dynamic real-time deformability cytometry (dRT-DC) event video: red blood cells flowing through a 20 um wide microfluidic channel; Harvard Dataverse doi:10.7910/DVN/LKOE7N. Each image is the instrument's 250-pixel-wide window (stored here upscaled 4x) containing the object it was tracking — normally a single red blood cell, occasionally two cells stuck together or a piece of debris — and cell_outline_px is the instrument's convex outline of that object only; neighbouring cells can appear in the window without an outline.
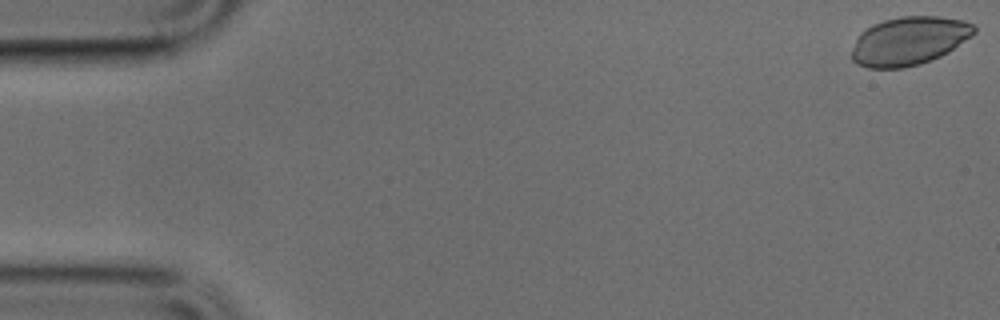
{"species": "common noctule bat (a hibernating species)", "species_latin": "Nyctalus noctula", "temperature_condition": "cold", "stored_images_in_passage": 4, "camera_frame_rate_fps": 3000, "um_per_image_px": 0.085, "animal": {"sex": "male", "body_mass_g": 17.9, "forearm_length_mm": 54.2}, "frame": {"image": 1, "passage_image": 1, "time_ms": 0.0, "image_size_px": [1000, 320], "cell_outline_px": [[976, 32], [972, 36], [948, 52], [940, 56], [920, 64], [904, 68], [868, 68], [856, 64], [852, 60], [852, 48], [860, 32], [872, 24], [884, 20], [900, 16], [940, 16], [964, 20], [972, 24], [976, 28]], "centroid_in_image_um": [77.26, 3.47], "position_along_channel_um": 7.7, "area_um2": 34.74}}